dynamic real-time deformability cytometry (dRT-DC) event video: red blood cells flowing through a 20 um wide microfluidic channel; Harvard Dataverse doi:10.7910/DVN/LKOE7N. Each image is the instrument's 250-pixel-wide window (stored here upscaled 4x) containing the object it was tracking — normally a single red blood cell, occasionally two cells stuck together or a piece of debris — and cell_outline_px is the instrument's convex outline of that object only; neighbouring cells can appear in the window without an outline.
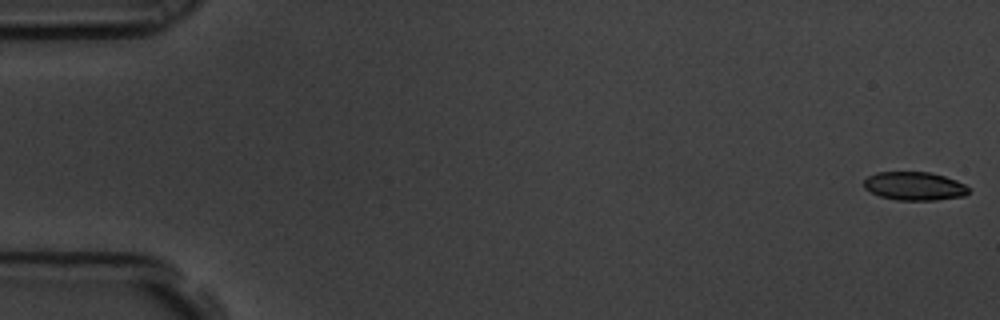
{"species": "common noctule bat (a hibernating species)", "species_latin": "Nyctalus noctula", "temperature_condition": "room temperature", "stored_images_in_passage": 8, "camera_frame_rate_fps": 3000, "um_per_image_px": 0.085, "animal": {"sex": "male", "body_mass_g": 19.5, "forearm_length_mm": 54.6}, "frame": {"image": 1, "passage_image": 1, "time_ms": 0.0, "image_size_px": [1000, 320], "cell_outline_px": [[968, 192], [964, 196], [936, 200], [896, 200], [880, 196], [864, 188], [864, 180], [868, 176], [876, 172], [928, 172], [944, 176], [956, 180], [964, 184], [968, 188]], "centroid_in_image_um": [77.71, 15.82], "position_along_channel_um": 7.3, "area_um2": 17.28}}